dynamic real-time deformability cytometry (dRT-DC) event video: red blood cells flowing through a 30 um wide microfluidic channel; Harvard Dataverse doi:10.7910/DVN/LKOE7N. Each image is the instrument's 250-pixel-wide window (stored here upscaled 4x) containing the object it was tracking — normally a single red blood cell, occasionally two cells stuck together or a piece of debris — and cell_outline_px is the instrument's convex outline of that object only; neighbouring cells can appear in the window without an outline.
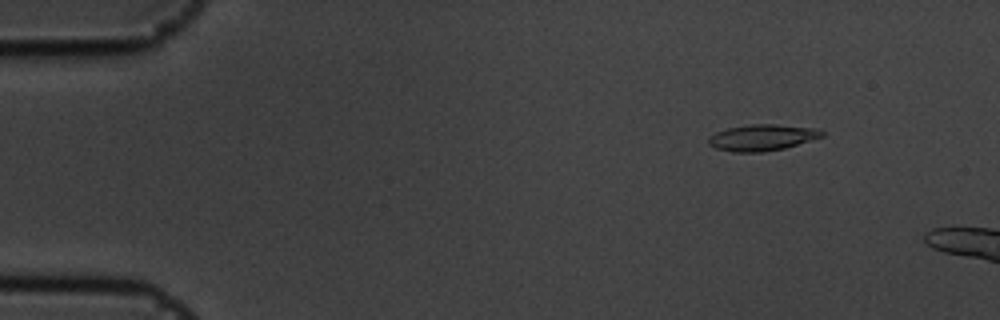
{"species": "common noctule bat (a hibernating species)", "species_latin": "Nyctalus noctula", "temperature_condition": "cold", "stored_images_in_passage": 12, "camera_frame_rate_fps": 3000, "um_per_image_px": 0.085, "animal": {"sex": "male", "body_mass_g": 19.5, "forearm_length_mm": 54.6}, "frame": {"image": 1, "passage_image": 7, "time_ms": 2.0, "image_size_px": [1000, 320], "cell_outline_px": [[824, 136], [784, 148], [760, 152], [732, 152], [716, 148], [708, 144], [708, 136], [716, 132], [728, 128], [752, 124], [776, 124], [820, 128], [824, 132]], "centroid_in_image_um": [64.79, 11.68], "position_along_channel_um": 20.2, "area_um2": 17.4}}